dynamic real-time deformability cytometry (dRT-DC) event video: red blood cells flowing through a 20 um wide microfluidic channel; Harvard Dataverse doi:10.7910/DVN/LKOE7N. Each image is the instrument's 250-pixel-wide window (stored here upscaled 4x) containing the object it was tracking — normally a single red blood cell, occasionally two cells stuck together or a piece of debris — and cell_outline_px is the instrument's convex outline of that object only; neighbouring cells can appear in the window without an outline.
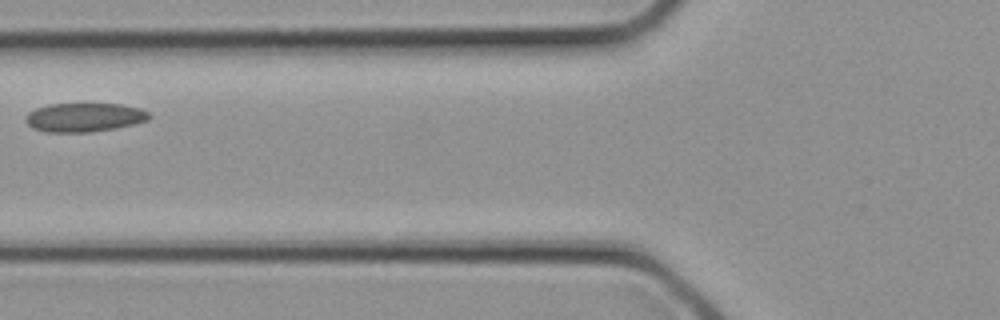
{"species": "common noctule bat (a hibernating species)", "species_latin": "Nyctalus noctula", "temperature_condition": "cold", "stored_images_in_passage": 4, "camera_frame_rate_fps": 3000, "um_per_image_px": 0.085, "animal": {"sex": "female", "body_mass_g": 21.9}, "frame": {"image": 1, "passage_image": 4, "time_ms": 1.0, "image_size_px": [1000, 320], "cell_outline_px": [[152, 116], [148, 120], [136, 124], [116, 128], [92, 132], [48, 132], [32, 128], [24, 120], [28, 112], [36, 108], [48, 104], [120, 104], [140, 108], [148, 112]], "centroid_in_image_um": [7.18, 9.98], "position_along_channel_um": 118.6, "area_um2": 20.92}}